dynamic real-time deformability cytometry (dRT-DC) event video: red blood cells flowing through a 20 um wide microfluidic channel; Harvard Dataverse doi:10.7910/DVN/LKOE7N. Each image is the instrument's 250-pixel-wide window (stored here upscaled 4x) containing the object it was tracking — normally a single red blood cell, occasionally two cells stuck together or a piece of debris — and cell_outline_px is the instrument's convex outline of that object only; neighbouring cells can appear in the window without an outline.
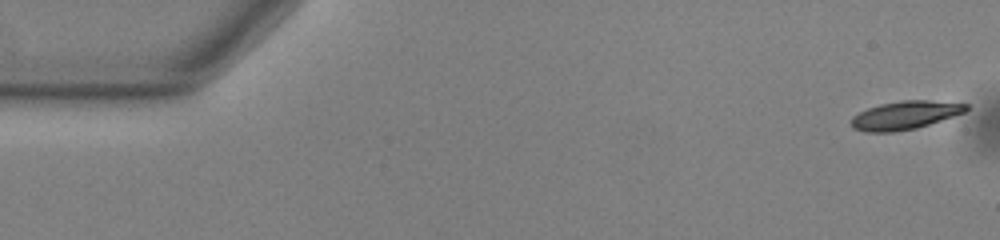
{"species": "common noctule bat (a hibernating species)", "species_latin": "Nyctalus noctula", "temperature_condition": "warm", "stored_images_in_passage": 19, "camera_frame_rate_fps": 3000, "um_per_image_px": 0.085, "animal": {"sex": "male", "body_mass_g": 13.0, "forearm_length_mm": 53.1}, "frame": {"image": 1, "passage_image": 1, "time_ms": 0.0, "image_size_px": [1000, 240], "cell_outline_px": [[968, 108], [964, 112], [916, 128], [892, 132], [864, 132], [852, 128], [852, 116], [868, 108], [880, 104], [900, 100], [928, 100], [968, 104]], "centroid_in_image_um": [76.89, 9.79], "position_along_channel_um": 8.1, "area_um2": 18.73}}
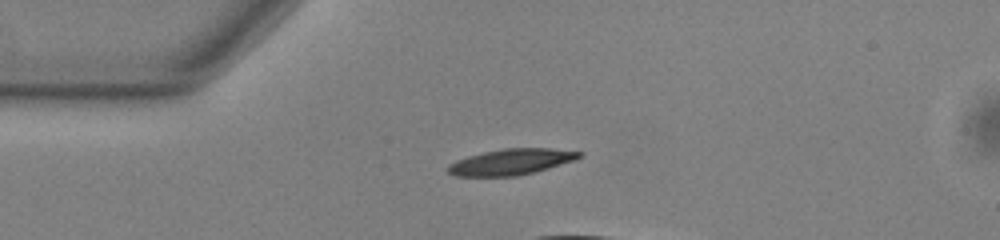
{"frame": {"image": 2, "passage_image": 13, "time_ms": 4.0, "image_size_px": [1000, 240], "cell_outline_px": [[584, 156], [576, 160], [536, 172], [516, 176], [456, 176], [448, 172], [448, 164], [456, 160], [468, 156], [484, 152], [504, 148], [548, 148], [584, 152]], "centroid_in_image_um": [43.5, 13.76], "position_along_channel_um": 41.5, "area_um2": 20.0}}
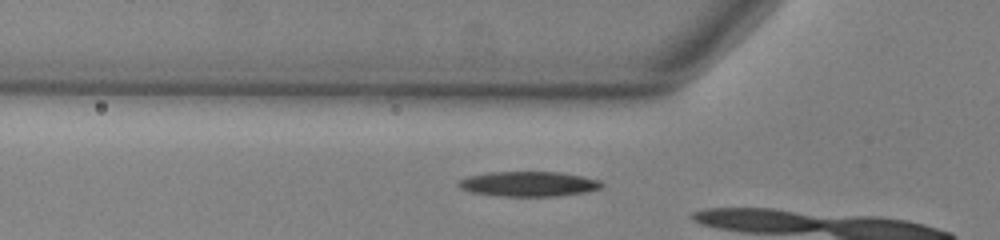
{"frame": {"image": 3, "passage_image": 18, "time_ms": 5.667, "image_size_px": [1000, 240], "cell_outline_px": [[604, 184], [600, 188], [584, 192], [560, 196], [496, 196], [472, 192], [460, 188], [456, 184], [460, 180], [468, 176], [488, 172], [560, 172], [600, 180]], "centroid_in_image_um": [44.91, 15.63], "position_along_channel_um": 80.9, "area_um2": 20.81}}